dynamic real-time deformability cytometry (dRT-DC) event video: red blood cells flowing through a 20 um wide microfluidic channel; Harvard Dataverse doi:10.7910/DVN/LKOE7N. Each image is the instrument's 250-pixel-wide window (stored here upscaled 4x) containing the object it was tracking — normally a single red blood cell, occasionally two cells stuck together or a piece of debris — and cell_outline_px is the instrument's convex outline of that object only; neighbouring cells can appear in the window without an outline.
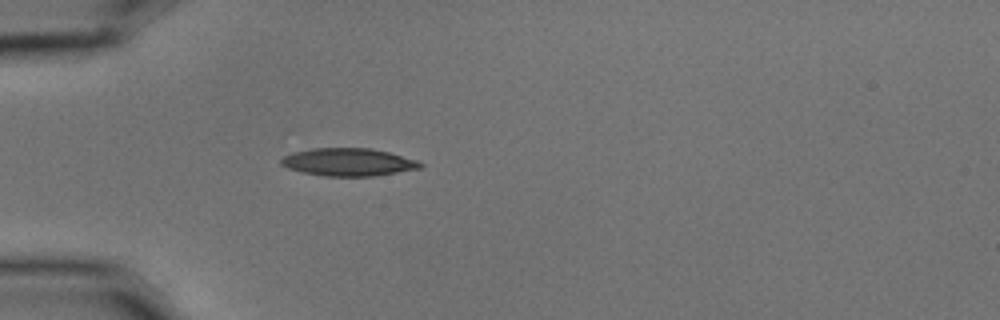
{"species": "common noctule bat (a hibernating species)", "species_latin": "Nyctalus noctula", "temperature_condition": "cold", "stored_images_in_passage": 1, "camera_frame_rate_fps": 3000, "um_per_image_px": 0.085, "animal": {"sex": "male", "body_mass_g": 15.6}, "frame": {"image": 1, "passage_image": 1, "time_ms": 0.0, "image_size_px": [1000, 320], "cell_outline_px": [[424, 164], [420, 168], [372, 176], [324, 176], [304, 172], [288, 168], [280, 164], [280, 160], [284, 156], [292, 152], [312, 148], [372, 148], [388, 152], [416, 160]], "centroid_in_image_um": [29.58, 13.77], "position_along_channel_um": 55.4, "area_um2": 22.31}}